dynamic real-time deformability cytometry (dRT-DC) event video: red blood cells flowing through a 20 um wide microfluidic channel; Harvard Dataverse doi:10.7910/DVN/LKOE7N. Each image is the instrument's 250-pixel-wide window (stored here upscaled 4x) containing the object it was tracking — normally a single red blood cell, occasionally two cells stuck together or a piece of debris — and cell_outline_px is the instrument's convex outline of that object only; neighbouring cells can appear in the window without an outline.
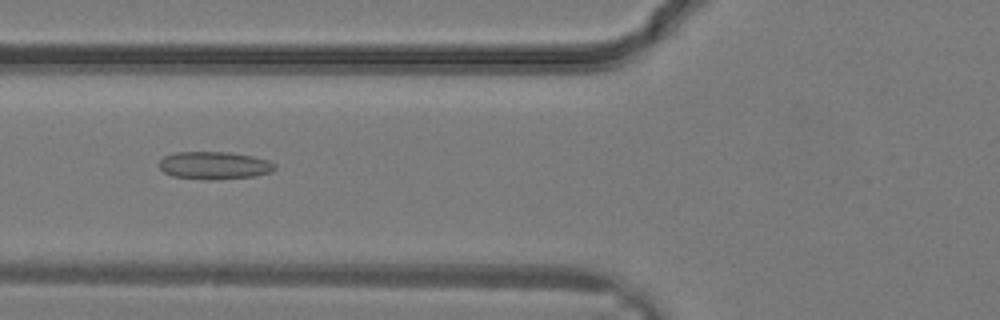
{"species": "common noctule bat (a hibernating species)", "species_latin": "Nyctalus noctula", "temperature_condition": "warm", "stored_images_in_passage": 14, "camera_frame_rate_fps": 3000, "um_per_image_px": 0.085, "animal": {"sex": "male", "body_mass_g": 19.2, "forearm_length_mm": 51.8}, "frame": {"image": 1, "passage_image": 4, "time_ms": 1.0, "image_size_px": [1000, 320], "cell_outline_px": [[276, 168], [272, 172], [252, 176], [208, 180], [172, 176], [164, 172], [160, 168], [160, 160], [164, 156], [176, 152], [228, 152], [252, 156], [268, 160], [276, 164]], "centroid_in_image_um": [18.22, 14.06], "position_along_channel_um": 107.6, "area_um2": 18.55}}
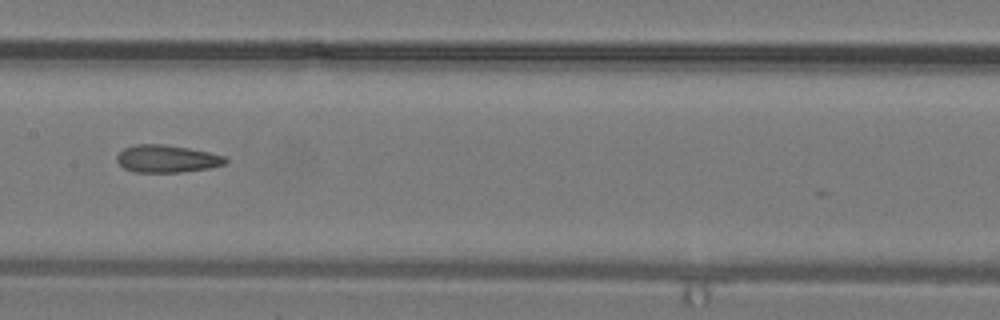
{"frame": {"image": 2, "passage_image": 8, "time_ms": 2.333, "image_size_px": [1000, 320], "cell_outline_px": [[228, 160], [224, 164], [208, 168], [180, 172], [132, 172], [124, 168], [116, 160], [116, 156], [124, 148], [136, 144], [164, 144], [188, 148], [208, 152], [224, 156]], "centroid_in_image_um": [14.15, 13.49], "position_along_channel_um": 193.3, "area_um2": 17.28}}
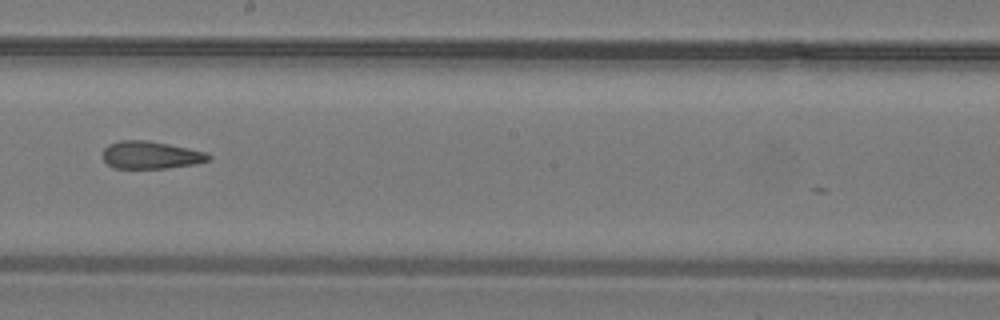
{"frame": {"image": 3, "passage_image": 10, "time_ms": 3.0, "image_size_px": [1000, 320], "cell_outline_px": [[212, 156], [208, 160], [196, 164], [164, 168], [116, 168], [108, 164], [104, 160], [104, 148], [108, 144], [120, 140], [144, 140], [168, 144], [208, 152]], "centroid_in_image_um": [12.83, 13.17], "position_along_channel_um": 235.4, "area_um2": 16.88}}